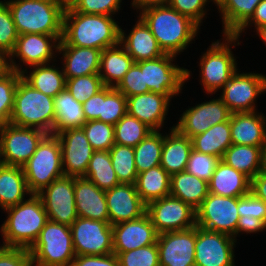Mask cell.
Here are the masks:
<instances>
[{
	"mask_svg": "<svg viewBox=\"0 0 266 266\" xmlns=\"http://www.w3.org/2000/svg\"><path fill=\"white\" fill-rule=\"evenodd\" d=\"M139 17L149 27L164 54L178 56L199 34L200 26L196 22L168 4L145 8Z\"/></svg>",
	"mask_w": 266,
	"mask_h": 266,
	"instance_id": "obj_1",
	"label": "cell"
},
{
	"mask_svg": "<svg viewBox=\"0 0 266 266\" xmlns=\"http://www.w3.org/2000/svg\"><path fill=\"white\" fill-rule=\"evenodd\" d=\"M115 16L64 11L63 35L58 46L89 47L101 51L119 43L120 26Z\"/></svg>",
	"mask_w": 266,
	"mask_h": 266,
	"instance_id": "obj_2",
	"label": "cell"
},
{
	"mask_svg": "<svg viewBox=\"0 0 266 266\" xmlns=\"http://www.w3.org/2000/svg\"><path fill=\"white\" fill-rule=\"evenodd\" d=\"M3 211L8 215L0 225L3 247L29 249L49 220L37 194H31L26 200Z\"/></svg>",
	"mask_w": 266,
	"mask_h": 266,
	"instance_id": "obj_3",
	"label": "cell"
},
{
	"mask_svg": "<svg viewBox=\"0 0 266 266\" xmlns=\"http://www.w3.org/2000/svg\"><path fill=\"white\" fill-rule=\"evenodd\" d=\"M18 35H63L64 11L52 0H5Z\"/></svg>",
	"mask_w": 266,
	"mask_h": 266,
	"instance_id": "obj_4",
	"label": "cell"
},
{
	"mask_svg": "<svg viewBox=\"0 0 266 266\" xmlns=\"http://www.w3.org/2000/svg\"><path fill=\"white\" fill-rule=\"evenodd\" d=\"M54 98L32 88L22 78L18 81L10 123L53 134Z\"/></svg>",
	"mask_w": 266,
	"mask_h": 266,
	"instance_id": "obj_5",
	"label": "cell"
},
{
	"mask_svg": "<svg viewBox=\"0 0 266 266\" xmlns=\"http://www.w3.org/2000/svg\"><path fill=\"white\" fill-rule=\"evenodd\" d=\"M223 41L217 40L201 55L199 62L200 85L209 96L220 91L237 71V61L231 51L241 44L234 35H222ZM225 40V41H224ZM231 45V46H230ZM232 48V49H231Z\"/></svg>",
	"mask_w": 266,
	"mask_h": 266,
	"instance_id": "obj_6",
	"label": "cell"
},
{
	"mask_svg": "<svg viewBox=\"0 0 266 266\" xmlns=\"http://www.w3.org/2000/svg\"><path fill=\"white\" fill-rule=\"evenodd\" d=\"M28 250L32 266H71L76 257L70 226L51 220Z\"/></svg>",
	"mask_w": 266,
	"mask_h": 266,
	"instance_id": "obj_7",
	"label": "cell"
},
{
	"mask_svg": "<svg viewBox=\"0 0 266 266\" xmlns=\"http://www.w3.org/2000/svg\"><path fill=\"white\" fill-rule=\"evenodd\" d=\"M23 170L32 194L39 193L51 182L64 176L61 145L57 135L47 134L41 140Z\"/></svg>",
	"mask_w": 266,
	"mask_h": 266,
	"instance_id": "obj_8",
	"label": "cell"
},
{
	"mask_svg": "<svg viewBox=\"0 0 266 266\" xmlns=\"http://www.w3.org/2000/svg\"><path fill=\"white\" fill-rule=\"evenodd\" d=\"M176 57L164 54L156 59L136 62L143 72L144 87L156 94L178 96L192 74L188 69L173 63Z\"/></svg>",
	"mask_w": 266,
	"mask_h": 266,
	"instance_id": "obj_9",
	"label": "cell"
},
{
	"mask_svg": "<svg viewBox=\"0 0 266 266\" xmlns=\"http://www.w3.org/2000/svg\"><path fill=\"white\" fill-rule=\"evenodd\" d=\"M61 39L62 35H18L15 47L9 54L10 70L21 73L31 66L57 62L58 45ZM17 58L19 63L15 60ZM23 66L26 67L24 68Z\"/></svg>",
	"mask_w": 266,
	"mask_h": 266,
	"instance_id": "obj_10",
	"label": "cell"
},
{
	"mask_svg": "<svg viewBox=\"0 0 266 266\" xmlns=\"http://www.w3.org/2000/svg\"><path fill=\"white\" fill-rule=\"evenodd\" d=\"M220 92L219 97L232 114L256 111V100L266 93V75L254 72L241 73L237 69Z\"/></svg>",
	"mask_w": 266,
	"mask_h": 266,
	"instance_id": "obj_11",
	"label": "cell"
},
{
	"mask_svg": "<svg viewBox=\"0 0 266 266\" xmlns=\"http://www.w3.org/2000/svg\"><path fill=\"white\" fill-rule=\"evenodd\" d=\"M238 197L209 193L196 209V226L236 238Z\"/></svg>",
	"mask_w": 266,
	"mask_h": 266,
	"instance_id": "obj_12",
	"label": "cell"
},
{
	"mask_svg": "<svg viewBox=\"0 0 266 266\" xmlns=\"http://www.w3.org/2000/svg\"><path fill=\"white\" fill-rule=\"evenodd\" d=\"M146 213L158 234L196 226V210L171 195L148 203Z\"/></svg>",
	"mask_w": 266,
	"mask_h": 266,
	"instance_id": "obj_13",
	"label": "cell"
},
{
	"mask_svg": "<svg viewBox=\"0 0 266 266\" xmlns=\"http://www.w3.org/2000/svg\"><path fill=\"white\" fill-rule=\"evenodd\" d=\"M46 135L45 131L11 123L1 127L0 141L3 164L23 167Z\"/></svg>",
	"mask_w": 266,
	"mask_h": 266,
	"instance_id": "obj_14",
	"label": "cell"
},
{
	"mask_svg": "<svg viewBox=\"0 0 266 266\" xmlns=\"http://www.w3.org/2000/svg\"><path fill=\"white\" fill-rule=\"evenodd\" d=\"M70 229L76 256L113 253V229L109 222L78 217Z\"/></svg>",
	"mask_w": 266,
	"mask_h": 266,
	"instance_id": "obj_15",
	"label": "cell"
},
{
	"mask_svg": "<svg viewBox=\"0 0 266 266\" xmlns=\"http://www.w3.org/2000/svg\"><path fill=\"white\" fill-rule=\"evenodd\" d=\"M37 195L42 200L49 220L71 226L78 218L74 195V177L58 178Z\"/></svg>",
	"mask_w": 266,
	"mask_h": 266,
	"instance_id": "obj_16",
	"label": "cell"
},
{
	"mask_svg": "<svg viewBox=\"0 0 266 266\" xmlns=\"http://www.w3.org/2000/svg\"><path fill=\"white\" fill-rule=\"evenodd\" d=\"M234 237L196 226L195 266H235Z\"/></svg>",
	"mask_w": 266,
	"mask_h": 266,
	"instance_id": "obj_17",
	"label": "cell"
},
{
	"mask_svg": "<svg viewBox=\"0 0 266 266\" xmlns=\"http://www.w3.org/2000/svg\"><path fill=\"white\" fill-rule=\"evenodd\" d=\"M231 114L220 97L213 98L186 109L173 126L180 134L191 139L216 124L230 120Z\"/></svg>",
	"mask_w": 266,
	"mask_h": 266,
	"instance_id": "obj_18",
	"label": "cell"
},
{
	"mask_svg": "<svg viewBox=\"0 0 266 266\" xmlns=\"http://www.w3.org/2000/svg\"><path fill=\"white\" fill-rule=\"evenodd\" d=\"M62 151L64 176L84 177L95 152L82 128H69L56 134Z\"/></svg>",
	"mask_w": 266,
	"mask_h": 266,
	"instance_id": "obj_19",
	"label": "cell"
},
{
	"mask_svg": "<svg viewBox=\"0 0 266 266\" xmlns=\"http://www.w3.org/2000/svg\"><path fill=\"white\" fill-rule=\"evenodd\" d=\"M196 226L158 235L160 266H195Z\"/></svg>",
	"mask_w": 266,
	"mask_h": 266,
	"instance_id": "obj_20",
	"label": "cell"
},
{
	"mask_svg": "<svg viewBox=\"0 0 266 266\" xmlns=\"http://www.w3.org/2000/svg\"><path fill=\"white\" fill-rule=\"evenodd\" d=\"M112 229L115 255L157 243L159 235L147 213L137 219L112 225Z\"/></svg>",
	"mask_w": 266,
	"mask_h": 266,
	"instance_id": "obj_21",
	"label": "cell"
},
{
	"mask_svg": "<svg viewBox=\"0 0 266 266\" xmlns=\"http://www.w3.org/2000/svg\"><path fill=\"white\" fill-rule=\"evenodd\" d=\"M110 225L131 221L146 213V204L135 184H119L105 191Z\"/></svg>",
	"mask_w": 266,
	"mask_h": 266,
	"instance_id": "obj_22",
	"label": "cell"
},
{
	"mask_svg": "<svg viewBox=\"0 0 266 266\" xmlns=\"http://www.w3.org/2000/svg\"><path fill=\"white\" fill-rule=\"evenodd\" d=\"M174 98L172 95H161L153 92L138 94L127 99V113L145 123L152 130H161Z\"/></svg>",
	"mask_w": 266,
	"mask_h": 266,
	"instance_id": "obj_23",
	"label": "cell"
},
{
	"mask_svg": "<svg viewBox=\"0 0 266 266\" xmlns=\"http://www.w3.org/2000/svg\"><path fill=\"white\" fill-rule=\"evenodd\" d=\"M74 195L78 217L109 222L105 191L87 178L74 177Z\"/></svg>",
	"mask_w": 266,
	"mask_h": 266,
	"instance_id": "obj_24",
	"label": "cell"
},
{
	"mask_svg": "<svg viewBox=\"0 0 266 266\" xmlns=\"http://www.w3.org/2000/svg\"><path fill=\"white\" fill-rule=\"evenodd\" d=\"M135 25L126 34L120 26L119 43L124 47L126 52L132 57L134 62L143 60H152L164 55L159 47L157 40L153 36L149 27L138 16Z\"/></svg>",
	"mask_w": 266,
	"mask_h": 266,
	"instance_id": "obj_25",
	"label": "cell"
},
{
	"mask_svg": "<svg viewBox=\"0 0 266 266\" xmlns=\"http://www.w3.org/2000/svg\"><path fill=\"white\" fill-rule=\"evenodd\" d=\"M230 131L232 144L263 147L266 144V117L258 111L233 113Z\"/></svg>",
	"mask_w": 266,
	"mask_h": 266,
	"instance_id": "obj_26",
	"label": "cell"
},
{
	"mask_svg": "<svg viewBox=\"0 0 266 266\" xmlns=\"http://www.w3.org/2000/svg\"><path fill=\"white\" fill-rule=\"evenodd\" d=\"M66 79L99 74L101 50L89 47L58 46Z\"/></svg>",
	"mask_w": 266,
	"mask_h": 266,
	"instance_id": "obj_27",
	"label": "cell"
},
{
	"mask_svg": "<svg viewBox=\"0 0 266 266\" xmlns=\"http://www.w3.org/2000/svg\"><path fill=\"white\" fill-rule=\"evenodd\" d=\"M208 186L215 195L242 197L250 193L251 179L220 160Z\"/></svg>",
	"mask_w": 266,
	"mask_h": 266,
	"instance_id": "obj_28",
	"label": "cell"
},
{
	"mask_svg": "<svg viewBox=\"0 0 266 266\" xmlns=\"http://www.w3.org/2000/svg\"><path fill=\"white\" fill-rule=\"evenodd\" d=\"M165 132L160 165L170 174L185 171L192 148V140L180 134L174 126Z\"/></svg>",
	"mask_w": 266,
	"mask_h": 266,
	"instance_id": "obj_29",
	"label": "cell"
},
{
	"mask_svg": "<svg viewBox=\"0 0 266 266\" xmlns=\"http://www.w3.org/2000/svg\"><path fill=\"white\" fill-rule=\"evenodd\" d=\"M134 63L120 43L102 50L99 76L103 85L116 88Z\"/></svg>",
	"mask_w": 266,
	"mask_h": 266,
	"instance_id": "obj_30",
	"label": "cell"
},
{
	"mask_svg": "<svg viewBox=\"0 0 266 266\" xmlns=\"http://www.w3.org/2000/svg\"><path fill=\"white\" fill-rule=\"evenodd\" d=\"M31 194L23 167L4 164L0 166V208L2 210L21 203Z\"/></svg>",
	"mask_w": 266,
	"mask_h": 266,
	"instance_id": "obj_31",
	"label": "cell"
},
{
	"mask_svg": "<svg viewBox=\"0 0 266 266\" xmlns=\"http://www.w3.org/2000/svg\"><path fill=\"white\" fill-rule=\"evenodd\" d=\"M50 64L31 66L32 70H23L21 77L32 88L54 98L65 89L66 78L62 67L56 66L55 62Z\"/></svg>",
	"mask_w": 266,
	"mask_h": 266,
	"instance_id": "obj_32",
	"label": "cell"
},
{
	"mask_svg": "<svg viewBox=\"0 0 266 266\" xmlns=\"http://www.w3.org/2000/svg\"><path fill=\"white\" fill-rule=\"evenodd\" d=\"M239 220L236 237L242 233H257L266 230V203L251 192L238 197Z\"/></svg>",
	"mask_w": 266,
	"mask_h": 266,
	"instance_id": "obj_33",
	"label": "cell"
},
{
	"mask_svg": "<svg viewBox=\"0 0 266 266\" xmlns=\"http://www.w3.org/2000/svg\"><path fill=\"white\" fill-rule=\"evenodd\" d=\"M209 194L208 182L186 171L171 175L170 195L197 209Z\"/></svg>",
	"mask_w": 266,
	"mask_h": 266,
	"instance_id": "obj_34",
	"label": "cell"
},
{
	"mask_svg": "<svg viewBox=\"0 0 266 266\" xmlns=\"http://www.w3.org/2000/svg\"><path fill=\"white\" fill-rule=\"evenodd\" d=\"M55 122L53 134L69 128H81L86 122L81 102L65 88L54 97Z\"/></svg>",
	"mask_w": 266,
	"mask_h": 266,
	"instance_id": "obj_35",
	"label": "cell"
},
{
	"mask_svg": "<svg viewBox=\"0 0 266 266\" xmlns=\"http://www.w3.org/2000/svg\"><path fill=\"white\" fill-rule=\"evenodd\" d=\"M170 181L171 175L158 165L139 173L135 185L139 196L147 205L170 195Z\"/></svg>",
	"mask_w": 266,
	"mask_h": 266,
	"instance_id": "obj_36",
	"label": "cell"
},
{
	"mask_svg": "<svg viewBox=\"0 0 266 266\" xmlns=\"http://www.w3.org/2000/svg\"><path fill=\"white\" fill-rule=\"evenodd\" d=\"M191 140L195 151L222 159L225 151L232 145L230 120L210 127L207 131L192 137Z\"/></svg>",
	"mask_w": 266,
	"mask_h": 266,
	"instance_id": "obj_37",
	"label": "cell"
},
{
	"mask_svg": "<svg viewBox=\"0 0 266 266\" xmlns=\"http://www.w3.org/2000/svg\"><path fill=\"white\" fill-rule=\"evenodd\" d=\"M262 0H227L218 10L221 14L222 35H234L254 14Z\"/></svg>",
	"mask_w": 266,
	"mask_h": 266,
	"instance_id": "obj_38",
	"label": "cell"
},
{
	"mask_svg": "<svg viewBox=\"0 0 266 266\" xmlns=\"http://www.w3.org/2000/svg\"><path fill=\"white\" fill-rule=\"evenodd\" d=\"M261 148L232 144L221 160L252 179L260 173Z\"/></svg>",
	"mask_w": 266,
	"mask_h": 266,
	"instance_id": "obj_39",
	"label": "cell"
},
{
	"mask_svg": "<svg viewBox=\"0 0 266 266\" xmlns=\"http://www.w3.org/2000/svg\"><path fill=\"white\" fill-rule=\"evenodd\" d=\"M84 178L89 179L103 191L111 190L120 184L112 167L109 151L100 150L93 153Z\"/></svg>",
	"mask_w": 266,
	"mask_h": 266,
	"instance_id": "obj_40",
	"label": "cell"
},
{
	"mask_svg": "<svg viewBox=\"0 0 266 266\" xmlns=\"http://www.w3.org/2000/svg\"><path fill=\"white\" fill-rule=\"evenodd\" d=\"M164 136L161 130H153L137 146L133 147L138 174L160 165Z\"/></svg>",
	"mask_w": 266,
	"mask_h": 266,
	"instance_id": "obj_41",
	"label": "cell"
},
{
	"mask_svg": "<svg viewBox=\"0 0 266 266\" xmlns=\"http://www.w3.org/2000/svg\"><path fill=\"white\" fill-rule=\"evenodd\" d=\"M151 131L145 123L140 122L134 116L126 113L114 125L115 144L135 147L137 146Z\"/></svg>",
	"mask_w": 266,
	"mask_h": 266,
	"instance_id": "obj_42",
	"label": "cell"
},
{
	"mask_svg": "<svg viewBox=\"0 0 266 266\" xmlns=\"http://www.w3.org/2000/svg\"><path fill=\"white\" fill-rule=\"evenodd\" d=\"M112 167L116 172L120 184H135L137 170L134 162V148L131 146L114 144L109 150Z\"/></svg>",
	"mask_w": 266,
	"mask_h": 266,
	"instance_id": "obj_43",
	"label": "cell"
},
{
	"mask_svg": "<svg viewBox=\"0 0 266 266\" xmlns=\"http://www.w3.org/2000/svg\"><path fill=\"white\" fill-rule=\"evenodd\" d=\"M126 113V96L116 88L104 86L101 89L100 121L115 125Z\"/></svg>",
	"mask_w": 266,
	"mask_h": 266,
	"instance_id": "obj_44",
	"label": "cell"
},
{
	"mask_svg": "<svg viewBox=\"0 0 266 266\" xmlns=\"http://www.w3.org/2000/svg\"><path fill=\"white\" fill-rule=\"evenodd\" d=\"M21 73L10 70L0 77V128L10 123L15 92Z\"/></svg>",
	"mask_w": 266,
	"mask_h": 266,
	"instance_id": "obj_45",
	"label": "cell"
},
{
	"mask_svg": "<svg viewBox=\"0 0 266 266\" xmlns=\"http://www.w3.org/2000/svg\"><path fill=\"white\" fill-rule=\"evenodd\" d=\"M81 128L95 151H109L114 146V125L100 120H90Z\"/></svg>",
	"mask_w": 266,
	"mask_h": 266,
	"instance_id": "obj_46",
	"label": "cell"
},
{
	"mask_svg": "<svg viewBox=\"0 0 266 266\" xmlns=\"http://www.w3.org/2000/svg\"><path fill=\"white\" fill-rule=\"evenodd\" d=\"M104 87L99 74H90L66 79V89L75 98L83 103L86 99L94 96Z\"/></svg>",
	"mask_w": 266,
	"mask_h": 266,
	"instance_id": "obj_47",
	"label": "cell"
},
{
	"mask_svg": "<svg viewBox=\"0 0 266 266\" xmlns=\"http://www.w3.org/2000/svg\"><path fill=\"white\" fill-rule=\"evenodd\" d=\"M119 266H160L157 243L117 254Z\"/></svg>",
	"mask_w": 266,
	"mask_h": 266,
	"instance_id": "obj_48",
	"label": "cell"
},
{
	"mask_svg": "<svg viewBox=\"0 0 266 266\" xmlns=\"http://www.w3.org/2000/svg\"><path fill=\"white\" fill-rule=\"evenodd\" d=\"M220 158L191 150L185 171L207 182L211 180Z\"/></svg>",
	"mask_w": 266,
	"mask_h": 266,
	"instance_id": "obj_49",
	"label": "cell"
},
{
	"mask_svg": "<svg viewBox=\"0 0 266 266\" xmlns=\"http://www.w3.org/2000/svg\"><path fill=\"white\" fill-rule=\"evenodd\" d=\"M18 33L8 4L0 0V49L10 54L16 44Z\"/></svg>",
	"mask_w": 266,
	"mask_h": 266,
	"instance_id": "obj_50",
	"label": "cell"
},
{
	"mask_svg": "<svg viewBox=\"0 0 266 266\" xmlns=\"http://www.w3.org/2000/svg\"><path fill=\"white\" fill-rule=\"evenodd\" d=\"M123 0H77L72 8L83 14H99L113 16L121 10Z\"/></svg>",
	"mask_w": 266,
	"mask_h": 266,
	"instance_id": "obj_51",
	"label": "cell"
},
{
	"mask_svg": "<svg viewBox=\"0 0 266 266\" xmlns=\"http://www.w3.org/2000/svg\"><path fill=\"white\" fill-rule=\"evenodd\" d=\"M207 2L208 0H169L168 5L201 26L204 18H207Z\"/></svg>",
	"mask_w": 266,
	"mask_h": 266,
	"instance_id": "obj_52",
	"label": "cell"
},
{
	"mask_svg": "<svg viewBox=\"0 0 266 266\" xmlns=\"http://www.w3.org/2000/svg\"><path fill=\"white\" fill-rule=\"evenodd\" d=\"M116 89L126 97L150 92L148 87H144L143 72H141L140 67L136 63H134L124 75L123 80L119 83Z\"/></svg>",
	"mask_w": 266,
	"mask_h": 266,
	"instance_id": "obj_53",
	"label": "cell"
},
{
	"mask_svg": "<svg viewBox=\"0 0 266 266\" xmlns=\"http://www.w3.org/2000/svg\"><path fill=\"white\" fill-rule=\"evenodd\" d=\"M0 266H32L29 250L0 246Z\"/></svg>",
	"mask_w": 266,
	"mask_h": 266,
	"instance_id": "obj_54",
	"label": "cell"
},
{
	"mask_svg": "<svg viewBox=\"0 0 266 266\" xmlns=\"http://www.w3.org/2000/svg\"><path fill=\"white\" fill-rule=\"evenodd\" d=\"M71 266H119L117 255H79L74 258Z\"/></svg>",
	"mask_w": 266,
	"mask_h": 266,
	"instance_id": "obj_55",
	"label": "cell"
},
{
	"mask_svg": "<svg viewBox=\"0 0 266 266\" xmlns=\"http://www.w3.org/2000/svg\"><path fill=\"white\" fill-rule=\"evenodd\" d=\"M255 30L266 25V0H262L255 8L254 14L251 18L234 34L235 37L239 38L242 34L246 33L249 26L253 27ZM244 32V33H243Z\"/></svg>",
	"mask_w": 266,
	"mask_h": 266,
	"instance_id": "obj_56",
	"label": "cell"
},
{
	"mask_svg": "<svg viewBox=\"0 0 266 266\" xmlns=\"http://www.w3.org/2000/svg\"><path fill=\"white\" fill-rule=\"evenodd\" d=\"M83 111L86 121L100 120L101 114V90L83 103Z\"/></svg>",
	"mask_w": 266,
	"mask_h": 266,
	"instance_id": "obj_57",
	"label": "cell"
},
{
	"mask_svg": "<svg viewBox=\"0 0 266 266\" xmlns=\"http://www.w3.org/2000/svg\"><path fill=\"white\" fill-rule=\"evenodd\" d=\"M250 192L266 203V176L258 173L251 179Z\"/></svg>",
	"mask_w": 266,
	"mask_h": 266,
	"instance_id": "obj_58",
	"label": "cell"
},
{
	"mask_svg": "<svg viewBox=\"0 0 266 266\" xmlns=\"http://www.w3.org/2000/svg\"><path fill=\"white\" fill-rule=\"evenodd\" d=\"M169 0H132L131 6L136 12L151 6L167 5ZM138 10V11H137Z\"/></svg>",
	"mask_w": 266,
	"mask_h": 266,
	"instance_id": "obj_59",
	"label": "cell"
},
{
	"mask_svg": "<svg viewBox=\"0 0 266 266\" xmlns=\"http://www.w3.org/2000/svg\"><path fill=\"white\" fill-rule=\"evenodd\" d=\"M10 71L9 55L0 49V77Z\"/></svg>",
	"mask_w": 266,
	"mask_h": 266,
	"instance_id": "obj_60",
	"label": "cell"
},
{
	"mask_svg": "<svg viewBox=\"0 0 266 266\" xmlns=\"http://www.w3.org/2000/svg\"><path fill=\"white\" fill-rule=\"evenodd\" d=\"M57 6H59L63 11L72 9L77 0H52Z\"/></svg>",
	"mask_w": 266,
	"mask_h": 266,
	"instance_id": "obj_61",
	"label": "cell"
},
{
	"mask_svg": "<svg viewBox=\"0 0 266 266\" xmlns=\"http://www.w3.org/2000/svg\"><path fill=\"white\" fill-rule=\"evenodd\" d=\"M260 173L266 176V144L261 148Z\"/></svg>",
	"mask_w": 266,
	"mask_h": 266,
	"instance_id": "obj_62",
	"label": "cell"
},
{
	"mask_svg": "<svg viewBox=\"0 0 266 266\" xmlns=\"http://www.w3.org/2000/svg\"><path fill=\"white\" fill-rule=\"evenodd\" d=\"M256 33L259 36V39L263 41V44L266 45V25L258 28Z\"/></svg>",
	"mask_w": 266,
	"mask_h": 266,
	"instance_id": "obj_63",
	"label": "cell"
},
{
	"mask_svg": "<svg viewBox=\"0 0 266 266\" xmlns=\"http://www.w3.org/2000/svg\"><path fill=\"white\" fill-rule=\"evenodd\" d=\"M227 0H208L209 2H213L215 4L216 7H218L217 9L219 10L226 2Z\"/></svg>",
	"mask_w": 266,
	"mask_h": 266,
	"instance_id": "obj_64",
	"label": "cell"
},
{
	"mask_svg": "<svg viewBox=\"0 0 266 266\" xmlns=\"http://www.w3.org/2000/svg\"><path fill=\"white\" fill-rule=\"evenodd\" d=\"M3 165V160H2V154H1V141H0V166Z\"/></svg>",
	"mask_w": 266,
	"mask_h": 266,
	"instance_id": "obj_65",
	"label": "cell"
}]
</instances>
